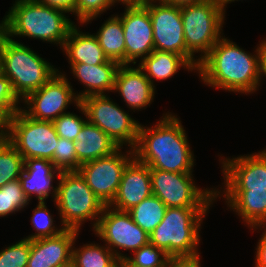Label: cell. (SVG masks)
<instances>
[{
  "label": "cell",
  "instance_id": "cell-1",
  "mask_svg": "<svg viewBox=\"0 0 266 267\" xmlns=\"http://www.w3.org/2000/svg\"><path fill=\"white\" fill-rule=\"evenodd\" d=\"M196 72L208 87L254 94L262 86L259 46L250 53L224 35L199 62Z\"/></svg>",
  "mask_w": 266,
  "mask_h": 267
},
{
  "label": "cell",
  "instance_id": "cell-2",
  "mask_svg": "<svg viewBox=\"0 0 266 267\" xmlns=\"http://www.w3.org/2000/svg\"><path fill=\"white\" fill-rule=\"evenodd\" d=\"M159 119L151 127L140 123L134 158L150 169L193 173L196 159L180 118L168 111Z\"/></svg>",
  "mask_w": 266,
  "mask_h": 267
},
{
  "label": "cell",
  "instance_id": "cell-3",
  "mask_svg": "<svg viewBox=\"0 0 266 267\" xmlns=\"http://www.w3.org/2000/svg\"><path fill=\"white\" fill-rule=\"evenodd\" d=\"M0 21L4 34L28 37L62 48L75 22L62 10L43 5L36 0H15Z\"/></svg>",
  "mask_w": 266,
  "mask_h": 267
},
{
  "label": "cell",
  "instance_id": "cell-4",
  "mask_svg": "<svg viewBox=\"0 0 266 267\" xmlns=\"http://www.w3.org/2000/svg\"><path fill=\"white\" fill-rule=\"evenodd\" d=\"M210 207H169L149 235L150 243L170 257L200 256L201 224Z\"/></svg>",
  "mask_w": 266,
  "mask_h": 267
},
{
  "label": "cell",
  "instance_id": "cell-5",
  "mask_svg": "<svg viewBox=\"0 0 266 267\" xmlns=\"http://www.w3.org/2000/svg\"><path fill=\"white\" fill-rule=\"evenodd\" d=\"M1 63V73L10 80L13 92L21 101L58 73L57 67L29 46L7 37L2 28Z\"/></svg>",
  "mask_w": 266,
  "mask_h": 267
},
{
  "label": "cell",
  "instance_id": "cell-6",
  "mask_svg": "<svg viewBox=\"0 0 266 267\" xmlns=\"http://www.w3.org/2000/svg\"><path fill=\"white\" fill-rule=\"evenodd\" d=\"M225 14L217 0H204L181 7L186 60L196 70L199 62L224 35Z\"/></svg>",
  "mask_w": 266,
  "mask_h": 267
},
{
  "label": "cell",
  "instance_id": "cell-7",
  "mask_svg": "<svg viewBox=\"0 0 266 267\" xmlns=\"http://www.w3.org/2000/svg\"><path fill=\"white\" fill-rule=\"evenodd\" d=\"M56 184L54 204L60 224L80 232L84 222L91 221L93 231L105 205L87 185L85 178L79 171L61 172Z\"/></svg>",
  "mask_w": 266,
  "mask_h": 267
},
{
  "label": "cell",
  "instance_id": "cell-8",
  "mask_svg": "<svg viewBox=\"0 0 266 267\" xmlns=\"http://www.w3.org/2000/svg\"><path fill=\"white\" fill-rule=\"evenodd\" d=\"M107 94L86 96L80 103L87 120L106 133L119 147L133 149L137 143L140 122L131 117Z\"/></svg>",
  "mask_w": 266,
  "mask_h": 267
},
{
  "label": "cell",
  "instance_id": "cell-9",
  "mask_svg": "<svg viewBox=\"0 0 266 267\" xmlns=\"http://www.w3.org/2000/svg\"><path fill=\"white\" fill-rule=\"evenodd\" d=\"M193 175V173L150 169L152 193L167 208L212 207L216 201L215 187H204V189L198 187Z\"/></svg>",
  "mask_w": 266,
  "mask_h": 267
},
{
  "label": "cell",
  "instance_id": "cell-10",
  "mask_svg": "<svg viewBox=\"0 0 266 267\" xmlns=\"http://www.w3.org/2000/svg\"><path fill=\"white\" fill-rule=\"evenodd\" d=\"M59 136L52 121L30 118L21 109L10 119L9 142L23 159H48L53 163V154Z\"/></svg>",
  "mask_w": 266,
  "mask_h": 267
},
{
  "label": "cell",
  "instance_id": "cell-11",
  "mask_svg": "<svg viewBox=\"0 0 266 267\" xmlns=\"http://www.w3.org/2000/svg\"><path fill=\"white\" fill-rule=\"evenodd\" d=\"M93 232L118 259L129 256L122 250L133 253L150 242L149 235L132 220L127 211H119L110 206L104 207Z\"/></svg>",
  "mask_w": 266,
  "mask_h": 267
},
{
  "label": "cell",
  "instance_id": "cell-12",
  "mask_svg": "<svg viewBox=\"0 0 266 267\" xmlns=\"http://www.w3.org/2000/svg\"><path fill=\"white\" fill-rule=\"evenodd\" d=\"M65 74L58 69V73L46 84L21 101L24 103L21 110L30 118L53 122L67 112L69 105L79 104L80 100Z\"/></svg>",
  "mask_w": 266,
  "mask_h": 267
},
{
  "label": "cell",
  "instance_id": "cell-13",
  "mask_svg": "<svg viewBox=\"0 0 266 267\" xmlns=\"http://www.w3.org/2000/svg\"><path fill=\"white\" fill-rule=\"evenodd\" d=\"M121 149L123 147L109 156L81 164L78 170L105 206L114 200L124 169L134 159L133 149L129 148L125 152Z\"/></svg>",
  "mask_w": 266,
  "mask_h": 267
},
{
  "label": "cell",
  "instance_id": "cell-14",
  "mask_svg": "<svg viewBox=\"0 0 266 267\" xmlns=\"http://www.w3.org/2000/svg\"><path fill=\"white\" fill-rule=\"evenodd\" d=\"M124 6V12L116 15L123 26L125 64L134 66L154 51L153 27L148 8L143 3Z\"/></svg>",
  "mask_w": 266,
  "mask_h": 267
},
{
  "label": "cell",
  "instance_id": "cell-15",
  "mask_svg": "<svg viewBox=\"0 0 266 267\" xmlns=\"http://www.w3.org/2000/svg\"><path fill=\"white\" fill-rule=\"evenodd\" d=\"M149 11L154 50L179 54L186 59L181 7L158 1L143 3Z\"/></svg>",
  "mask_w": 266,
  "mask_h": 267
},
{
  "label": "cell",
  "instance_id": "cell-16",
  "mask_svg": "<svg viewBox=\"0 0 266 267\" xmlns=\"http://www.w3.org/2000/svg\"><path fill=\"white\" fill-rule=\"evenodd\" d=\"M223 190L266 189V148L237 157L220 156Z\"/></svg>",
  "mask_w": 266,
  "mask_h": 267
},
{
  "label": "cell",
  "instance_id": "cell-17",
  "mask_svg": "<svg viewBox=\"0 0 266 267\" xmlns=\"http://www.w3.org/2000/svg\"><path fill=\"white\" fill-rule=\"evenodd\" d=\"M156 88L145 76L144 71L137 65H120L114 83V93L121 96L125 105L133 112L146 109L154 102Z\"/></svg>",
  "mask_w": 266,
  "mask_h": 267
},
{
  "label": "cell",
  "instance_id": "cell-18",
  "mask_svg": "<svg viewBox=\"0 0 266 267\" xmlns=\"http://www.w3.org/2000/svg\"><path fill=\"white\" fill-rule=\"evenodd\" d=\"M79 231L65 229L56 236L30 241L27 267H57L72 260V249Z\"/></svg>",
  "mask_w": 266,
  "mask_h": 267
},
{
  "label": "cell",
  "instance_id": "cell-19",
  "mask_svg": "<svg viewBox=\"0 0 266 267\" xmlns=\"http://www.w3.org/2000/svg\"><path fill=\"white\" fill-rule=\"evenodd\" d=\"M152 194L150 168L134 158L125 167L117 194L109 206L128 211Z\"/></svg>",
  "mask_w": 266,
  "mask_h": 267
},
{
  "label": "cell",
  "instance_id": "cell-20",
  "mask_svg": "<svg viewBox=\"0 0 266 267\" xmlns=\"http://www.w3.org/2000/svg\"><path fill=\"white\" fill-rule=\"evenodd\" d=\"M60 173L48 159L30 158L24 160V169L19 180L30 203L33 196L38 202H46L49 196L54 201L57 185L53 186V182L59 179Z\"/></svg>",
  "mask_w": 266,
  "mask_h": 267
},
{
  "label": "cell",
  "instance_id": "cell-21",
  "mask_svg": "<svg viewBox=\"0 0 266 267\" xmlns=\"http://www.w3.org/2000/svg\"><path fill=\"white\" fill-rule=\"evenodd\" d=\"M69 65L73 78L77 79L86 88L79 93L78 91L75 92L79 100L86 96L113 93L116 73L120 66L118 62L108 60L106 63L94 66L84 63Z\"/></svg>",
  "mask_w": 266,
  "mask_h": 267
},
{
  "label": "cell",
  "instance_id": "cell-22",
  "mask_svg": "<svg viewBox=\"0 0 266 267\" xmlns=\"http://www.w3.org/2000/svg\"><path fill=\"white\" fill-rule=\"evenodd\" d=\"M224 198L228 209L239 216L251 228L266 211V189L259 190H219L215 188V198Z\"/></svg>",
  "mask_w": 266,
  "mask_h": 267
},
{
  "label": "cell",
  "instance_id": "cell-23",
  "mask_svg": "<svg viewBox=\"0 0 266 267\" xmlns=\"http://www.w3.org/2000/svg\"><path fill=\"white\" fill-rule=\"evenodd\" d=\"M61 49L69 60L68 64L84 63L94 66L109 60L96 36L80 31L76 24L71 28Z\"/></svg>",
  "mask_w": 266,
  "mask_h": 267
},
{
  "label": "cell",
  "instance_id": "cell-24",
  "mask_svg": "<svg viewBox=\"0 0 266 267\" xmlns=\"http://www.w3.org/2000/svg\"><path fill=\"white\" fill-rule=\"evenodd\" d=\"M74 142L78 170L81 164L109 156L120 148L106 133L88 120Z\"/></svg>",
  "mask_w": 266,
  "mask_h": 267
},
{
  "label": "cell",
  "instance_id": "cell-25",
  "mask_svg": "<svg viewBox=\"0 0 266 267\" xmlns=\"http://www.w3.org/2000/svg\"><path fill=\"white\" fill-rule=\"evenodd\" d=\"M156 88L155 81L172 78L179 69L196 72V69L181 55L154 50L137 64ZM155 79V80H154Z\"/></svg>",
  "mask_w": 266,
  "mask_h": 267
},
{
  "label": "cell",
  "instance_id": "cell-26",
  "mask_svg": "<svg viewBox=\"0 0 266 267\" xmlns=\"http://www.w3.org/2000/svg\"><path fill=\"white\" fill-rule=\"evenodd\" d=\"M105 56L120 65L125 64V39L121 19L115 14L102 23L99 30L93 33Z\"/></svg>",
  "mask_w": 266,
  "mask_h": 267
},
{
  "label": "cell",
  "instance_id": "cell-27",
  "mask_svg": "<svg viewBox=\"0 0 266 267\" xmlns=\"http://www.w3.org/2000/svg\"><path fill=\"white\" fill-rule=\"evenodd\" d=\"M74 241L72 249V261L75 267H116L118 258L104 244L99 245L94 242L83 244L79 248L75 247Z\"/></svg>",
  "mask_w": 266,
  "mask_h": 267
},
{
  "label": "cell",
  "instance_id": "cell-28",
  "mask_svg": "<svg viewBox=\"0 0 266 267\" xmlns=\"http://www.w3.org/2000/svg\"><path fill=\"white\" fill-rule=\"evenodd\" d=\"M166 208V205L152 194L127 212L132 220L150 235L162 221Z\"/></svg>",
  "mask_w": 266,
  "mask_h": 267
},
{
  "label": "cell",
  "instance_id": "cell-29",
  "mask_svg": "<svg viewBox=\"0 0 266 267\" xmlns=\"http://www.w3.org/2000/svg\"><path fill=\"white\" fill-rule=\"evenodd\" d=\"M24 169V159L9 142L0 143V187L20 178Z\"/></svg>",
  "mask_w": 266,
  "mask_h": 267
},
{
  "label": "cell",
  "instance_id": "cell-30",
  "mask_svg": "<svg viewBox=\"0 0 266 267\" xmlns=\"http://www.w3.org/2000/svg\"><path fill=\"white\" fill-rule=\"evenodd\" d=\"M46 202H38L33 209L31 219L32 227L35 233H32L26 237L28 240H35L40 238L52 237L60 234L66 228L60 224L59 227L54 223V216L51 215V211L47 209ZM56 226V227H55Z\"/></svg>",
  "mask_w": 266,
  "mask_h": 267
},
{
  "label": "cell",
  "instance_id": "cell-31",
  "mask_svg": "<svg viewBox=\"0 0 266 267\" xmlns=\"http://www.w3.org/2000/svg\"><path fill=\"white\" fill-rule=\"evenodd\" d=\"M29 202L19 179L6 183L0 187V218L23 211Z\"/></svg>",
  "mask_w": 266,
  "mask_h": 267
},
{
  "label": "cell",
  "instance_id": "cell-32",
  "mask_svg": "<svg viewBox=\"0 0 266 267\" xmlns=\"http://www.w3.org/2000/svg\"><path fill=\"white\" fill-rule=\"evenodd\" d=\"M76 108L79 110V112L84 115L78 116L77 114L73 112H66L56 118L53 121L54 127L56 129V133L59 137L65 138L67 140L75 141L77 135L79 134L81 128L83 127L84 123L87 121V114L82 106L81 103L76 105Z\"/></svg>",
  "mask_w": 266,
  "mask_h": 267
},
{
  "label": "cell",
  "instance_id": "cell-33",
  "mask_svg": "<svg viewBox=\"0 0 266 267\" xmlns=\"http://www.w3.org/2000/svg\"><path fill=\"white\" fill-rule=\"evenodd\" d=\"M53 165L60 172L78 171L75 142L59 137L53 154Z\"/></svg>",
  "mask_w": 266,
  "mask_h": 267
},
{
  "label": "cell",
  "instance_id": "cell-34",
  "mask_svg": "<svg viewBox=\"0 0 266 267\" xmlns=\"http://www.w3.org/2000/svg\"><path fill=\"white\" fill-rule=\"evenodd\" d=\"M30 240L21 239L0 250V267H27Z\"/></svg>",
  "mask_w": 266,
  "mask_h": 267
},
{
  "label": "cell",
  "instance_id": "cell-35",
  "mask_svg": "<svg viewBox=\"0 0 266 267\" xmlns=\"http://www.w3.org/2000/svg\"><path fill=\"white\" fill-rule=\"evenodd\" d=\"M117 5L113 0H76L75 16L78 24L92 23L97 17L107 12L112 6Z\"/></svg>",
  "mask_w": 266,
  "mask_h": 267
},
{
  "label": "cell",
  "instance_id": "cell-36",
  "mask_svg": "<svg viewBox=\"0 0 266 267\" xmlns=\"http://www.w3.org/2000/svg\"><path fill=\"white\" fill-rule=\"evenodd\" d=\"M133 255V256H132ZM127 258L140 267H164L170 256L150 242Z\"/></svg>",
  "mask_w": 266,
  "mask_h": 267
},
{
  "label": "cell",
  "instance_id": "cell-37",
  "mask_svg": "<svg viewBox=\"0 0 266 267\" xmlns=\"http://www.w3.org/2000/svg\"><path fill=\"white\" fill-rule=\"evenodd\" d=\"M21 100L13 92L10 80L0 74V109H21ZM19 104V105H18Z\"/></svg>",
  "mask_w": 266,
  "mask_h": 267
},
{
  "label": "cell",
  "instance_id": "cell-38",
  "mask_svg": "<svg viewBox=\"0 0 266 267\" xmlns=\"http://www.w3.org/2000/svg\"><path fill=\"white\" fill-rule=\"evenodd\" d=\"M20 109H0V143L9 141L10 119Z\"/></svg>",
  "mask_w": 266,
  "mask_h": 267
},
{
  "label": "cell",
  "instance_id": "cell-39",
  "mask_svg": "<svg viewBox=\"0 0 266 267\" xmlns=\"http://www.w3.org/2000/svg\"><path fill=\"white\" fill-rule=\"evenodd\" d=\"M201 256L170 257L164 267H201Z\"/></svg>",
  "mask_w": 266,
  "mask_h": 267
},
{
  "label": "cell",
  "instance_id": "cell-40",
  "mask_svg": "<svg viewBox=\"0 0 266 267\" xmlns=\"http://www.w3.org/2000/svg\"><path fill=\"white\" fill-rule=\"evenodd\" d=\"M37 2L75 15L76 0H36Z\"/></svg>",
  "mask_w": 266,
  "mask_h": 267
},
{
  "label": "cell",
  "instance_id": "cell-41",
  "mask_svg": "<svg viewBox=\"0 0 266 267\" xmlns=\"http://www.w3.org/2000/svg\"><path fill=\"white\" fill-rule=\"evenodd\" d=\"M255 253L254 267H266V232L262 231Z\"/></svg>",
  "mask_w": 266,
  "mask_h": 267
},
{
  "label": "cell",
  "instance_id": "cell-42",
  "mask_svg": "<svg viewBox=\"0 0 266 267\" xmlns=\"http://www.w3.org/2000/svg\"><path fill=\"white\" fill-rule=\"evenodd\" d=\"M259 51H260V65H261V81L266 77V38L261 42L259 41Z\"/></svg>",
  "mask_w": 266,
  "mask_h": 267
},
{
  "label": "cell",
  "instance_id": "cell-43",
  "mask_svg": "<svg viewBox=\"0 0 266 267\" xmlns=\"http://www.w3.org/2000/svg\"><path fill=\"white\" fill-rule=\"evenodd\" d=\"M160 1L164 2L166 4H169V5L182 7V6H186V5H190V4L199 3V2H202L204 0H160Z\"/></svg>",
  "mask_w": 266,
  "mask_h": 267
},
{
  "label": "cell",
  "instance_id": "cell-44",
  "mask_svg": "<svg viewBox=\"0 0 266 267\" xmlns=\"http://www.w3.org/2000/svg\"><path fill=\"white\" fill-rule=\"evenodd\" d=\"M260 230L263 232H266V211L265 213L260 217V219L250 228V230L256 231V230Z\"/></svg>",
  "mask_w": 266,
  "mask_h": 267
},
{
  "label": "cell",
  "instance_id": "cell-45",
  "mask_svg": "<svg viewBox=\"0 0 266 267\" xmlns=\"http://www.w3.org/2000/svg\"><path fill=\"white\" fill-rule=\"evenodd\" d=\"M117 265L119 267H140V266L133 264L127 257L122 258V259H118Z\"/></svg>",
  "mask_w": 266,
  "mask_h": 267
},
{
  "label": "cell",
  "instance_id": "cell-46",
  "mask_svg": "<svg viewBox=\"0 0 266 267\" xmlns=\"http://www.w3.org/2000/svg\"><path fill=\"white\" fill-rule=\"evenodd\" d=\"M221 8L224 10L226 13V7L228 4L235 2V1H240V0H217Z\"/></svg>",
  "mask_w": 266,
  "mask_h": 267
},
{
  "label": "cell",
  "instance_id": "cell-47",
  "mask_svg": "<svg viewBox=\"0 0 266 267\" xmlns=\"http://www.w3.org/2000/svg\"><path fill=\"white\" fill-rule=\"evenodd\" d=\"M115 3H120L123 5L135 4V0H113Z\"/></svg>",
  "mask_w": 266,
  "mask_h": 267
},
{
  "label": "cell",
  "instance_id": "cell-48",
  "mask_svg": "<svg viewBox=\"0 0 266 267\" xmlns=\"http://www.w3.org/2000/svg\"><path fill=\"white\" fill-rule=\"evenodd\" d=\"M57 267H75V264L73 263V261L71 260L70 262L57 266Z\"/></svg>",
  "mask_w": 266,
  "mask_h": 267
},
{
  "label": "cell",
  "instance_id": "cell-49",
  "mask_svg": "<svg viewBox=\"0 0 266 267\" xmlns=\"http://www.w3.org/2000/svg\"><path fill=\"white\" fill-rule=\"evenodd\" d=\"M1 67L2 63H1V27H0V74H1Z\"/></svg>",
  "mask_w": 266,
  "mask_h": 267
},
{
  "label": "cell",
  "instance_id": "cell-50",
  "mask_svg": "<svg viewBox=\"0 0 266 267\" xmlns=\"http://www.w3.org/2000/svg\"><path fill=\"white\" fill-rule=\"evenodd\" d=\"M148 1H158V0H135V4H137V3H145V2H148Z\"/></svg>",
  "mask_w": 266,
  "mask_h": 267
}]
</instances>
